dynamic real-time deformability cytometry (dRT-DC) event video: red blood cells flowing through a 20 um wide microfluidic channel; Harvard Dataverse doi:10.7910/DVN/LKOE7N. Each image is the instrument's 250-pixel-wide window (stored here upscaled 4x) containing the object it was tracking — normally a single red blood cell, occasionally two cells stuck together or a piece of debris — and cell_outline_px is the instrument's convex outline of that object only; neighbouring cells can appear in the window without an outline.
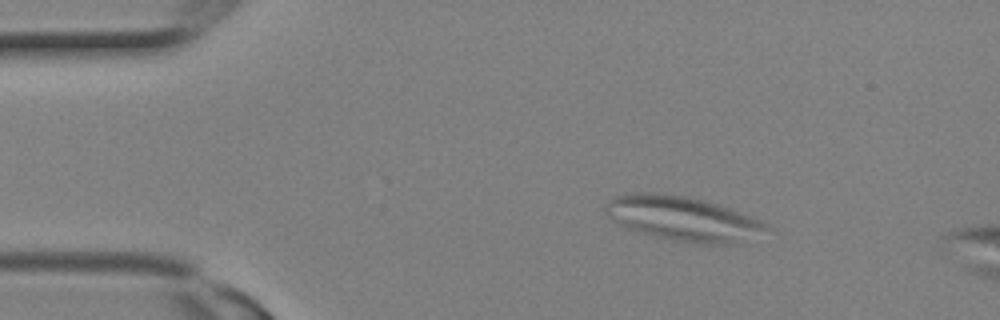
{"species": "Egyptian fruit bat (a non-hibernating species)", "species_latin": "Rousettus aegyptiacus", "temperature_condition": "room temperature", "stored_images_in_passage": 2, "camera_frame_rate_fps": 3000, "um_per_image_px": 0.085, "animal": {"sex": "female"}, "frame": {"image": 1, "passage_image": 1, "time_ms": 0.0, "image_size_px": [1000, 320], "cell_outline_px": [[768, 228], [732, 244], [700, 244], [676, 240], [628, 228], [612, 220], [604, 212], [604, 208], [608, 200], [616, 196], [632, 192], [652, 192], [684, 196], [704, 200], [720, 204], [760, 220], [768, 224]], "centroid_in_image_um": [57.98, 18.54], "position_along_channel_um": 27.0, "area_um2": 40.86}}